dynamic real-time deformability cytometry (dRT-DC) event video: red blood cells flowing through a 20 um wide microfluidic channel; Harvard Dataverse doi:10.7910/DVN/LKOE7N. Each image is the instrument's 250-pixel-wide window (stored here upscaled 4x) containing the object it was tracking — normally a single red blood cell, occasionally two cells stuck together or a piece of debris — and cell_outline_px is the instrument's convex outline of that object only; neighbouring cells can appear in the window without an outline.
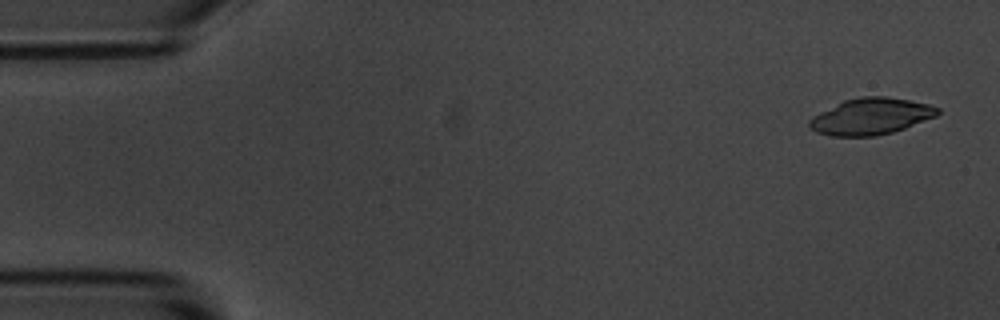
{"species": "common noctule bat (a hibernating species)", "species_latin": "Nyctalus noctula", "temperature_condition": "room temperature", "stored_images_in_passage": 5, "camera_frame_rate_fps": 3000, "um_per_image_px": 0.085, "animal": {"sex": "male", "body_mass_g": 20.1, "forearm_length_mm": 53.5}, "frame": {"image": 1, "passage_image": 1, "time_ms": 0.0, "image_size_px": [1000, 320], "cell_outline_px": [[940, 112], [936, 116], [904, 128], [892, 132], [876, 136], [832, 136], [816, 132], [808, 128], [808, 120], [812, 116], [844, 100], [860, 96], [884, 96], [908, 100], [928, 104], [940, 108]], "centroid_in_image_um": [73.99, 9.89], "position_along_channel_um": 11.0, "area_um2": 27.22}}